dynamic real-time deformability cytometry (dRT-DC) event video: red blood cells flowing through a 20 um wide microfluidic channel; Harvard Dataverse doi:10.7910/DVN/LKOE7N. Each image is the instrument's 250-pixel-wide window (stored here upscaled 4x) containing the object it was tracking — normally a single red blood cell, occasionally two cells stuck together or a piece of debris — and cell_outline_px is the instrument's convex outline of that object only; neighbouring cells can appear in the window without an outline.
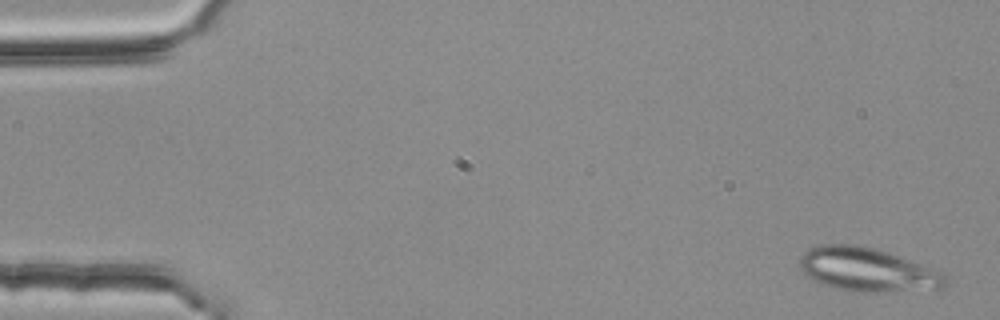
{"species": "common noctule bat (a hibernating species)", "species_latin": "Nyctalus noctula", "temperature_condition": "room temperature", "stored_images_in_passage": 4, "camera_frame_rate_fps": 3000, "um_per_image_px": 0.085, "animal": {"sex": "female", "body_mass_g": 25.1}, "frame": {"image": 1, "passage_image": 1, "time_ms": 0.0, "image_size_px": [1000, 320], "cell_outline_px": [[948, 284], [944, 288], [884, 292], [852, 292], [832, 288], [820, 284], [808, 276], [800, 268], [800, 256], [808, 248], [824, 244], [852, 244], [872, 248], [920, 264], [940, 272], [948, 276]], "centroid_in_image_um": [73.7, 22.95], "position_along_channel_um": 11.3, "area_um2": 36.93}}